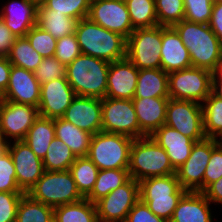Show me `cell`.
<instances>
[{
	"label": "cell",
	"mask_w": 222,
	"mask_h": 222,
	"mask_svg": "<svg viewBox=\"0 0 222 222\" xmlns=\"http://www.w3.org/2000/svg\"><path fill=\"white\" fill-rule=\"evenodd\" d=\"M173 27L189 51L192 66L215 72L222 60V43L209 25L183 19Z\"/></svg>",
	"instance_id": "cell-1"
},
{
	"label": "cell",
	"mask_w": 222,
	"mask_h": 222,
	"mask_svg": "<svg viewBox=\"0 0 222 222\" xmlns=\"http://www.w3.org/2000/svg\"><path fill=\"white\" fill-rule=\"evenodd\" d=\"M75 35L82 54L109 63L126 58V39L92 22L88 17L78 21Z\"/></svg>",
	"instance_id": "cell-2"
},
{
	"label": "cell",
	"mask_w": 222,
	"mask_h": 222,
	"mask_svg": "<svg viewBox=\"0 0 222 222\" xmlns=\"http://www.w3.org/2000/svg\"><path fill=\"white\" fill-rule=\"evenodd\" d=\"M110 63L80 54L66 65V79L76 96L105 98Z\"/></svg>",
	"instance_id": "cell-3"
},
{
	"label": "cell",
	"mask_w": 222,
	"mask_h": 222,
	"mask_svg": "<svg viewBox=\"0 0 222 222\" xmlns=\"http://www.w3.org/2000/svg\"><path fill=\"white\" fill-rule=\"evenodd\" d=\"M128 171L130 178L138 182L176 173L166 151L151 136L137 138L132 142Z\"/></svg>",
	"instance_id": "cell-4"
},
{
	"label": "cell",
	"mask_w": 222,
	"mask_h": 222,
	"mask_svg": "<svg viewBox=\"0 0 222 222\" xmlns=\"http://www.w3.org/2000/svg\"><path fill=\"white\" fill-rule=\"evenodd\" d=\"M187 192L176 174L139 181L140 200L156 215L170 220L181 197Z\"/></svg>",
	"instance_id": "cell-5"
},
{
	"label": "cell",
	"mask_w": 222,
	"mask_h": 222,
	"mask_svg": "<svg viewBox=\"0 0 222 222\" xmlns=\"http://www.w3.org/2000/svg\"><path fill=\"white\" fill-rule=\"evenodd\" d=\"M26 194L52 208L75 203L84 198L77 190L69 170L44 171Z\"/></svg>",
	"instance_id": "cell-6"
},
{
	"label": "cell",
	"mask_w": 222,
	"mask_h": 222,
	"mask_svg": "<svg viewBox=\"0 0 222 222\" xmlns=\"http://www.w3.org/2000/svg\"><path fill=\"white\" fill-rule=\"evenodd\" d=\"M133 141L125 135L98 132L92 137L87 157L99 170L128 169Z\"/></svg>",
	"instance_id": "cell-7"
},
{
	"label": "cell",
	"mask_w": 222,
	"mask_h": 222,
	"mask_svg": "<svg viewBox=\"0 0 222 222\" xmlns=\"http://www.w3.org/2000/svg\"><path fill=\"white\" fill-rule=\"evenodd\" d=\"M162 26L134 29L126 39V58L139 70L161 68Z\"/></svg>",
	"instance_id": "cell-8"
},
{
	"label": "cell",
	"mask_w": 222,
	"mask_h": 222,
	"mask_svg": "<svg viewBox=\"0 0 222 222\" xmlns=\"http://www.w3.org/2000/svg\"><path fill=\"white\" fill-rule=\"evenodd\" d=\"M168 87L169 98L202 104L211 93L212 72L193 66L170 72Z\"/></svg>",
	"instance_id": "cell-9"
},
{
	"label": "cell",
	"mask_w": 222,
	"mask_h": 222,
	"mask_svg": "<svg viewBox=\"0 0 222 222\" xmlns=\"http://www.w3.org/2000/svg\"><path fill=\"white\" fill-rule=\"evenodd\" d=\"M165 125H168L195 142L206 139L203 127L202 104L190 100L169 98Z\"/></svg>",
	"instance_id": "cell-10"
},
{
	"label": "cell",
	"mask_w": 222,
	"mask_h": 222,
	"mask_svg": "<svg viewBox=\"0 0 222 222\" xmlns=\"http://www.w3.org/2000/svg\"><path fill=\"white\" fill-rule=\"evenodd\" d=\"M102 131L140 138V128L132 100L102 98Z\"/></svg>",
	"instance_id": "cell-11"
},
{
	"label": "cell",
	"mask_w": 222,
	"mask_h": 222,
	"mask_svg": "<svg viewBox=\"0 0 222 222\" xmlns=\"http://www.w3.org/2000/svg\"><path fill=\"white\" fill-rule=\"evenodd\" d=\"M139 200V182L130 178L122 186L95 202L98 221L125 222L127 215Z\"/></svg>",
	"instance_id": "cell-12"
},
{
	"label": "cell",
	"mask_w": 222,
	"mask_h": 222,
	"mask_svg": "<svg viewBox=\"0 0 222 222\" xmlns=\"http://www.w3.org/2000/svg\"><path fill=\"white\" fill-rule=\"evenodd\" d=\"M219 139L206 138L196 142L183 165L176 169L182 188L187 191L203 192V177L212 151L220 144Z\"/></svg>",
	"instance_id": "cell-13"
},
{
	"label": "cell",
	"mask_w": 222,
	"mask_h": 222,
	"mask_svg": "<svg viewBox=\"0 0 222 222\" xmlns=\"http://www.w3.org/2000/svg\"><path fill=\"white\" fill-rule=\"evenodd\" d=\"M38 117V107L2 100L0 103V132L4 140L7 143L24 140Z\"/></svg>",
	"instance_id": "cell-14"
},
{
	"label": "cell",
	"mask_w": 222,
	"mask_h": 222,
	"mask_svg": "<svg viewBox=\"0 0 222 222\" xmlns=\"http://www.w3.org/2000/svg\"><path fill=\"white\" fill-rule=\"evenodd\" d=\"M88 18L125 39L134 31L126 3L118 0H92Z\"/></svg>",
	"instance_id": "cell-15"
},
{
	"label": "cell",
	"mask_w": 222,
	"mask_h": 222,
	"mask_svg": "<svg viewBox=\"0 0 222 222\" xmlns=\"http://www.w3.org/2000/svg\"><path fill=\"white\" fill-rule=\"evenodd\" d=\"M6 148L14 162L17 185L27 193L43 175L45 171L43 161L24 140L8 142Z\"/></svg>",
	"instance_id": "cell-16"
},
{
	"label": "cell",
	"mask_w": 222,
	"mask_h": 222,
	"mask_svg": "<svg viewBox=\"0 0 222 222\" xmlns=\"http://www.w3.org/2000/svg\"><path fill=\"white\" fill-rule=\"evenodd\" d=\"M76 97L66 77L51 80L41 85L39 116L61 118Z\"/></svg>",
	"instance_id": "cell-17"
},
{
	"label": "cell",
	"mask_w": 222,
	"mask_h": 222,
	"mask_svg": "<svg viewBox=\"0 0 222 222\" xmlns=\"http://www.w3.org/2000/svg\"><path fill=\"white\" fill-rule=\"evenodd\" d=\"M90 134L102 131V99L76 96L61 117Z\"/></svg>",
	"instance_id": "cell-18"
},
{
	"label": "cell",
	"mask_w": 222,
	"mask_h": 222,
	"mask_svg": "<svg viewBox=\"0 0 222 222\" xmlns=\"http://www.w3.org/2000/svg\"><path fill=\"white\" fill-rule=\"evenodd\" d=\"M40 89L41 85L34 72L12 65L8 87L2 96V100L38 107Z\"/></svg>",
	"instance_id": "cell-19"
},
{
	"label": "cell",
	"mask_w": 222,
	"mask_h": 222,
	"mask_svg": "<svg viewBox=\"0 0 222 222\" xmlns=\"http://www.w3.org/2000/svg\"><path fill=\"white\" fill-rule=\"evenodd\" d=\"M138 74L139 69L127 58L110 63L105 97L132 100Z\"/></svg>",
	"instance_id": "cell-20"
},
{
	"label": "cell",
	"mask_w": 222,
	"mask_h": 222,
	"mask_svg": "<svg viewBox=\"0 0 222 222\" xmlns=\"http://www.w3.org/2000/svg\"><path fill=\"white\" fill-rule=\"evenodd\" d=\"M39 3L34 0H8L1 7L0 17L17 37H25L37 25Z\"/></svg>",
	"instance_id": "cell-21"
},
{
	"label": "cell",
	"mask_w": 222,
	"mask_h": 222,
	"mask_svg": "<svg viewBox=\"0 0 222 222\" xmlns=\"http://www.w3.org/2000/svg\"><path fill=\"white\" fill-rule=\"evenodd\" d=\"M161 69L166 73L192 66L188 49L173 26H162Z\"/></svg>",
	"instance_id": "cell-22"
},
{
	"label": "cell",
	"mask_w": 222,
	"mask_h": 222,
	"mask_svg": "<svg viewBox=\"0 0 222 222\" xmlns=\"http://www.w3.org/2000/svg\"><path fill=\"white\" fill-rule=\"evenodd\" d=\"M168 100L169 97H133L132 102L139 123L140 138L151 136L165 124Z\"/></svg>",
	"instance_id": "cell-23"
},
{
	"label": "cell",
	"mask_w": 222,
	"mask_h": 222,
	"mask_svg": "<svg viewBox=\"0 0 222 222\" xmlns=\"http://www.w3.org/2000/svg\"><path fill=\"white\" fill-rule=\"evenodd\" d=\"M151 137L166 151L175 170L185 163L196 143L191 138L165 124L156 130Z\"/></svg>",
	"instance_id": "cell-24"
},
{
	"label": "cell",
	"mask_w": 222,
	"mask_h": 222,
	"mask_svg": "<svg viewBox=\"0 0 222 222\" xmlns=\"http://www.w3.org/2000/svg\"><path fill=\"white\" fill-rule=\"evenodd\" d=\"M211 202L202 192L187 191L180 199L169 222H213Z\"/></svg>",
	"instance_id": "cell-25"
},
{
	"label": "cell",
	"mask_w": 222,
	"mask_h": 222,
	"mask_svg": "<svg viewBox=\"0 0 222 222\" xmlns=\"http://www.w3.org/2000/svg\"><path fill=\"white\" fill-rule=\"evenodd\" d=\"M55 137L63 141L76 157H87L93 134H90L62 118L54 119Z\"/></svg>",
	"instance_id": "cell-26"
},
{
	"label": "cell",
	"mask_w": 222,
	"mask_h": 222,
	"mask_svg": "<svg viewBox=\"0 0 222 222\" xmlns=\"http://www.w3.org/2000/svg\"><path fill=\"white\" fill-rule=\"evenodd\" d=\"M134 97H169L168 73L160 69H141Z\"/></svg>",
	"instance_id": "cell-27"
},
{
	"label": "cell",
	"mask_w": 222,
	"mask_h": 222,
	"mask_svg": "<svg viewBox=\"0 0 222 222\" xmlns=\"http://www.w3.org/2000/svg\"><path fill=\"white\" fill-rule=\"evenodd\" d=\"M78 21L76 18H71L52 9H38L37 25L57 40L74 34Z\"/></svg>",
	"instance_id": "cell-28"
},
{
	"label": "cell",
	"mask_w": 222,
	"mask_h": 222,
	"mask_svg": "<svg viewBox=\"0 0 222 222\" xmlns=\"http://www.w3.org/2000/svg\"><path fill=\"white\" fill-rule=\"evenodd\" d=\"M55 138L54 119L39 116L28 130L24 141L38 158L44 159L48 146Z\"/></svg>",
	"instance_id": "cell-29"
},
{
	"label": "cell",
	"mask_w": 222,
	"mask_h": 222,
	"mask_svg": "<svg viewBox=\"0 0 222 222\" xmlns=\"http://www.w3.org/2000/svg\"><path fill=\"white\" fill-rule=\"evenodd\" d=\"M54 222H99L95 203L88 199L54 208Z\"/></svg>",
	"instance_id": "cell-30"
},
{
	"label": "cell",
	"mask_w": 222,
	"mask_h": 222,
	"mask_svg": "<svg viewBox=\"0 0 222 222\" xmlns=\"http://www.w3.org/2000/svg\"><path fill=\"white\" fill-rule=\"evenodd\" d=\"M130 179L128 169L99 170L92 191L85 197L95 203Z\"/></svg>",
	"instance_id": "cell-31"
},
{
	"label": "cell",
	"mask_w": 222,
	"mask_h": 222,
	"mask_svg": "<svg viewBox=\"0 0 222 222\" xmlns=\"http://www.w3.org/2000/svg\"><path fill=\"white\" fill-rule=\"evenodd\" d=\"M203 127L207 138H222V99L212 92L202 103Z\"/></svg>",
	"instance_id": "cell-32"
},
{
	"label": "cell",
	"mask_w": 222,
	"mask_h": 222,
	"mask_svg": "<svg viewBox=\"0 0 222 222\" xmlns=\"http://www.w3.org/2000/svg\"><path fill=\"white\" fill-rule=\"evenodd\" d=\"M54 208L24 193L17 208L16 222H54Z\"/></svg>",
	"instance_id": "cell-33"
},
{
	"label": "cell",
	"mask_w": 222,
	"mask_h": 222,
	"mask_svg": "<svg viewBox=\"0 0 222 222\" xmlns=\"http://www.w3.org/2000/svg\"><path fill=\"white\" fill-rule=\"evenodd\" d=\"M76 158L69 146L55 137L48 146L47 153L42 160L43 167L45 171L69 170Z\"/></svg>",
	"instance_id": "cell-34"
},
{
	"label": "cell",
	"mask_w": 222,
	"mask_h": 222,
	"mask_svg": "<svg viewBox=\"0 0 222 222\" xmlns=\"http://www.w3.org/2000/svg\"><path fill=\"white\" fill-rule=\"evenodd\" d=\"M69 171L77 190L85 198L94 187L99 168L88 157H77Z\"/></svg>",
	"instance_id": "cell-35"
},
{
	"label": "cell",
	"mask_w": 222,
	"mask_h": 222,
	"mask_svg": "<svg viewBox=\"0 0 222 222\" xmlns=\"http://www.w3.org/2000/svg\"><path fill=\"white\" fill-rule=\"evenodd\" d=\"M8 60L12 65L34 72L43 57L31 46L26 37L16 38L11 48Z\"/></svg>",
	"instance_id": "cell-36"
},
{
	"label": "cell",
	"mask_w": 222,
	"mask_h": 222,
	"mask_svg": "<svg viewBox=\"0 0 222 222\" xmlns=\"http://www.w3.org/2000/svg\"><path fill=\"white\" fill-rule=\"evenodd\" d=\"M126 5L133 29L158 25L155 0H128Z\"/></svg>",
	"instance_id": "cell-37"
},
{
	"label": "cell",
	"mask_w": 222,
	"mask_h": 222,
	"mask_svg": "<svg viewBox=\"0 0 222 222\" xmlns=\"http://www.w3.org/2000/svg\"><path fill=\"white\" fill-rule=\"evenodd\" d=\"M92 0H43L38 9H52L78 20L88 17Z\"/></svg>",
	"instance_id": "cell-38"
},
{
	"label": "cell",
	"mask_w": 222,
	"mask_h": 222,
	"mask_svg": "<svg viewBox=\"0 0 222 222\" xmlns=\"http://www.w3.org/2000/svg\"><path fill=\"white\" fill-rule=\"evenodd\" d=\"M158 25L170 27L184 19L183 0H155Z\"/></svg>",
	"instance_id": "cell-39"
},
{
	"label": "cell",
	"mask_w": 222,
	"mask_h": 222,
	"mask_svg": "<svg viewBox=\"0 0 222 222\" xmlns=\"http://www.w3.org/2000/svg\"><path fill=\"white\" fill-rule=\"evenodd\" d=\"M25 37L43 58L55 55L57 39L38 25L32 27Z\"/></svg>",
	"instance_id": "cell-40"
},
{
	"label": "cell",
	"mask_w": 222,
	"mask_h": 222,
	"mask_svg": "<svg viewBox=\"0 0 222 222\" xmlns=\"http://www.w3.org/2000/svg\"><path fill=\"white\" fill-rule=\"evenodd\" d=\"M0 192H23L17 185L14 162L7 148L0 152Z\"/></svg>",
	"instance_id": "cell-41"
},
{
	"label": "cell",
	"mask_w": 222,
	"mask_h": 222,
	"mask_svg": "<svg viewBox=\"0 0 222 222\" xmlns=\"http://www.w3.org/2000/svg\"><path fill=\"white\" fill-rule=\"evenodd\" d=\"M185 16L190 22L208 24L212 15L214 0H183Z\"/></svg>",
	"instance_id": "cell-42"
},
{
	"label": "cell",
	"mask_w": 222,
	"mask_h": 222,
	"mask_svg": "<svg viewBox=\"0 0 222 222\" xmlns=\"http://www.w3.org/2000/svg\"><path fill=\"white\" fill-rule=\"evenodd\" d=\"M40 85L50 82L54 79L66 77V65L61 63L57 58L46 57L43 58L40 65L34 71Z\"/></svg>",
	"instance_id": "cell-43"
},
{
	"label": "cell",
	"mask_w": 222,
	"mask_h": 222,
	"mask_svg": "<svg viewBox=\"0 0 222 222\" xmlns=\"http://www.w3.org/2000/svg\"><path fill=\"white\" fill-rule=\"evenodd\" d=\"M80 54L81 49L75 33L57 40L54 57L61 63L68 65Z\"/></svg>",
	"instance_id": "cell-44"
},
{
	"label": "cell",
	"mask_w": 222,
	"mask_h": 222,
	"mask_svg": "<svg viewBox=\"0 0 222 222\" xmlns=\"http://www.w3.org/2000/svg\"><path fill=\"white\" fill-rule=\"evenodd\" d=\"M24 192H0V222H16L17 208Z\"/></svg>",
	"instance_id": "cell-45"
},
{
	"label": "cell",
	"mask_w": 222,
	"mask_h": 222,
	"mask_svg": "<svg viewBox=\"0 0 222 222\" xmlns=\"http://www.w3.org/2000/svg\"><path fill=\"white\" fill-rule=\"evenodd\" d=\"M222 177V143L211 153L203 177V191L213 182Z\"/></svg>",
	"instance_id": "cell-46"
},
{
	"label": "cell",
	"mask_w": 222,
	"mask_h": 222,
	"mask_svg": "<svg viewBox=\"0 0 222 222\" xmlns=\"http://www.w3.org/2000/svg\"><path fill=\"white\" fill-rule=\"evenodd\" d=\"M125 222H169V221L159 216H156L143 201L139 200L127 215Z\"/></svg>",
	"instance_id": "cell-47"
},
{
	"label": "cell",
	"mask_w": 222,
	"mask_h": 222,
	"mask_svg": "<svg viewBox=\"0 0 222 222\" xmlns=\"http://www.w3.org/2000/svg\"><path fill=\"white\" fill-rule=\"evenodd\" d=\"M16 38L0 17V57H8Z\"/></svg>",
	"instance_id": "cell-48"
},
{
	"label": "cell",
	"mask_w": 222,
	"mask_h": 222,
	"mask_svg": "<svg viewBox=\"0 0 222 222\" xmlns=\"http://www.w3.org/2000/svg\"><path fill=\"white\" fill-rule=\"evenodd\" d=\"M208 25L222 43V0H214Z\"/></svg>",
	"instance_id": "cell-49"
},
{
	"label": "cell",
	"mask_w": 222,
	"mask_h": 222,
	"mask_svg": "<svg viewBox=\"0 0 222 222\" xmlns=\"http://www.w3.org/2000/svg\"><path fill=\"white\" fill-rule=\"evenodd\" d=\"M202 193L211 204H222V177L210 184Z\"/></svg>",
	"instance_id": "cell-50"
},
{
	"label": "cell",
	"mask_w": 222,
	"mask_h": 222,
	"mask_svg": "<svg viewBox=\"0 0 222 222\" xmlns=\"http://www.w3.org/2000/svg\"><path fill=\"white\" fill-rule=\"evenodd\" d=\"M12 64L7 57H0V95L3 96L8 87Z\"/></svg>",
	"instance_id": "cell-51"
},
{
	"label": "cell",
	"mask_w": 222,
	"mask_h": 222,
	"mask_svg": "<svg viewBox=\"0 0 222 222\" xmlns=\"http://www.w3.org/2000/svg\"><path fill=\"white\" fill-rule=\"evenodd\" d=\"M211 92L222 99V79H212Z\"/></svg>",
	"instance_id": "cell-52"
},
{
	"label": "cell",
	"mask_w": 222,
	"mask_h": 222,
	"mask_svg": "<svg viewBox=\"0 0 222 222\" xmlns=\"http://www.w3.org/2000/svg\"><path fill=\"white\" fill-rule=\"evenodd\" d=\"M212 79H222V60L216 71L212 73Z\"/></svg>",
	"instance_id": "cell-53"
},
{
	"label": "cell",
	"mask_w": 222,
	"mask_h": 222,
	"mask_svg": "<svg viewBox=\"0 0 222 222\" xmlns=\"http://www.w3.org/2000/svg\"><path fill=\"white\" fill-rule=\"evenodd\" d=\"M7 142L4 140L2 133L0 132V152L6 149Z\"/></svg>",
	"instance_id": "cell-54"
},
{
	"label": "cell",
	"mask_w": 222,
	"mask_h": 222,
	"mask_svg": "<svg viewBox=\"0 0 222 222\" xmlns=\"http://www.w3.org/2000/svg\"><path fill=\"white\" fill-rule=\"evenodd\" d=\"M34 1H36V2H38V3H41L43 0H34Z\"/></svg>",
	"instance_id": "cell-55"
},
{
	"label": "cell",
	"mask_w": 222,
	"mask_h": 222,
	"mask_svg": "<svg viewBox=\"0 0 222 222\" xmlns=\"http://www.w3.org/2000/svg\"><path fill=\"white\" fill-rule=\"evenodd\" d=\"M118 1H121V2H125V3H126L128 0H118Z\"/></svg>",
	"instance_id": "cell-56"
}]
</instances>
